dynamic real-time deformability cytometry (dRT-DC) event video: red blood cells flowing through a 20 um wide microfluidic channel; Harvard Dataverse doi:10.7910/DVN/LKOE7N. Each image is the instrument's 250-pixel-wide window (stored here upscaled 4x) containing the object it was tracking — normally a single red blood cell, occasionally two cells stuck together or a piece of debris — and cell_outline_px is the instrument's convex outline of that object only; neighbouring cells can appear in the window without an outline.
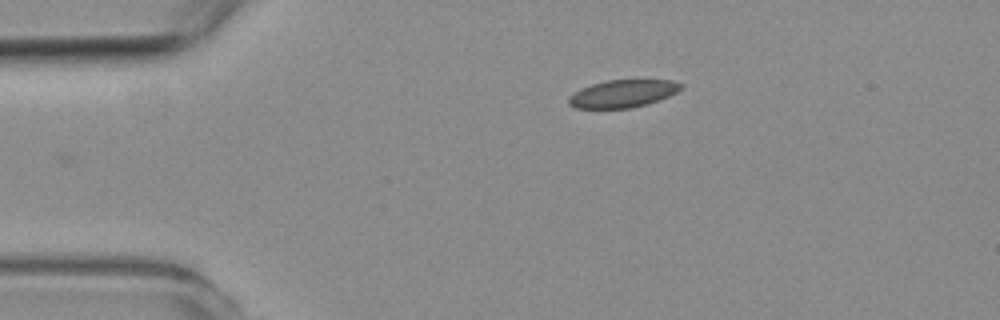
{"species": "common noctule bat (a hibernating species)", "species_latin": "Nyctalus noctula", "temperature_condition": "room temperature", "stored_images_in_passage": 3, "camera_frame_rate_fps": 3000, "um_per_image_px": 0.085, "animal": {"sex": "female", "body_mass_g": 19.3, "forearm_length_mm": 54.1}, "frame": {"image": 1, "passage_image": 3, "time_ms": 2.333, "image_size_px": [1000, 320], "cell_outline_px": [[684, 88], [668, 96], [648, 104], [632, 108], [576, 108], [568, 104], [568, 96], [580, 88], [592, 84], [608, 80], [672, 80], [684, 84]], "centroid_in_image_um": [52.94, 7.95], "position_along_channel_um": 32.1, "area_um2": 18.15}}